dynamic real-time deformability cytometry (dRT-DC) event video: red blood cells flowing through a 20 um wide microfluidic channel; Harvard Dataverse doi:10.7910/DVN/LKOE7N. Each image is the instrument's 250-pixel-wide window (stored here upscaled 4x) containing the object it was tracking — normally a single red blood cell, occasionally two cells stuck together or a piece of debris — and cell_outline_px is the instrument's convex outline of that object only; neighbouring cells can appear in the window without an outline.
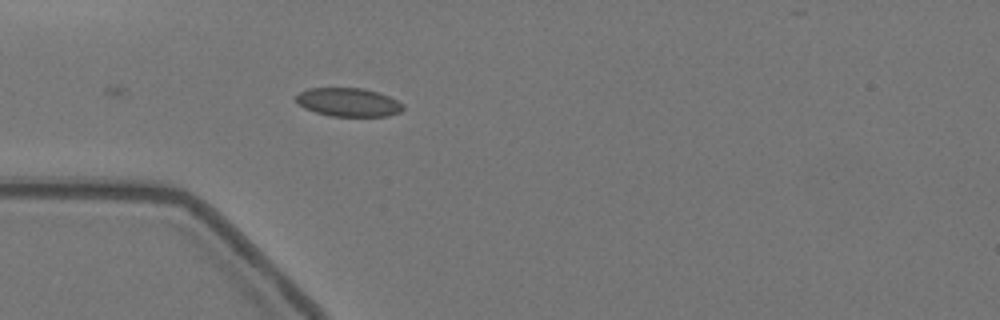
{"species": "Egyptian fruit bat (a non-hibernating species)", "species_latin": "Rousettus aegyptiacus", "temperature_condition": "warm", "stored_images_in_passage": 5, "camera_frame_rate_fps": 3000, "um_per_image_px": 0.085, "animal": {"sex": "female"}, "frame": {"image": 1, "passage_image": 1, "time_ms": 0.0, "image_size_px": [1000, 320], "cell_outline_px": [[404, 108], [400, 112], [388, 116], [332, 116], [316, 112], [304, 108], [296, 100], [296, 96], [300, 92], [308, 88], [364, 88], [380, 92], [404, 104]], "centroid_in_image_um": [29.64, 8.68], "position_along_channel_um": 55.4, "area_um2": 17.8}}